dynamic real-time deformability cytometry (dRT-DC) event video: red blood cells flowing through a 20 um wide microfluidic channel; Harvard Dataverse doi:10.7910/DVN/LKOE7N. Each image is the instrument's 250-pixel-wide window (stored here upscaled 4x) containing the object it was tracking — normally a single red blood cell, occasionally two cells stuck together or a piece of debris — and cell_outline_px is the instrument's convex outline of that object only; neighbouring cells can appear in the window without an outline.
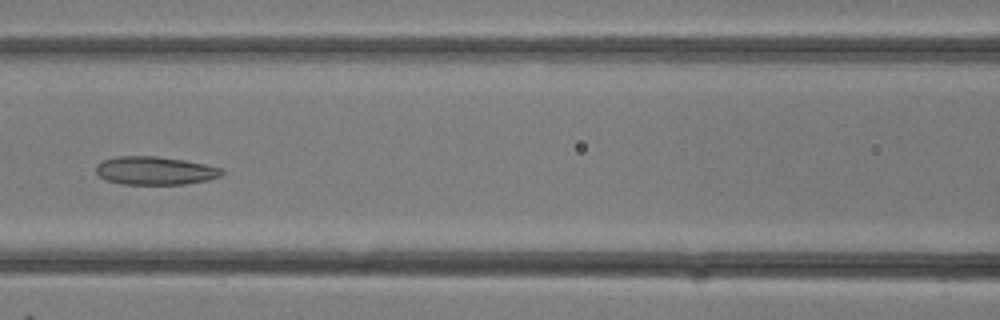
{"species": "common noctule bat (a hibernating species)", "species_latin": "Nyctalus noctula", "temperature_condition": "room temperature", "stored_images_in_passage": 16, "camera_frame_rate_fps": 3000, "um_per_image_px": 0.085, "animal": {"sex": "female"}, "frame": {"image": 1, "passage_image": 14, "time_ms": 4.333, "image_size_px": [1000, 320], "cell_outline_px": [[224, 172], [220, 176], [208, 180], [184, 184], [120, 184], [108, 180], [100, 176], [96, 172], [96, 164], [104, 160], [116, 156], [160, 156], [184, 160], [204, 164], [220, 168]], "centroid_in_image_um": [13.16, 14.5], "position_along_channel_um": 153.4, "area_um2": 20.63}}
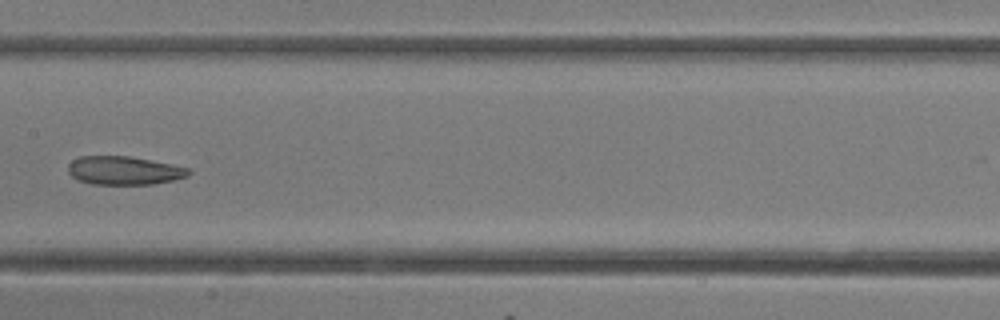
{"frame": {"image": 2, "passage_image": 16, "time_ms": 5.0, "image_size_px": [1000, 320], "cell_outline_px": [[192, 172], [188, 176], [172, 180], [152, 184], [92, 184], [76, 180], [68, 172], [68, 164], [72, 160], [80, 156], [128, 156], [172, 164], [188, 168]], "centroid_in_image_um": [10.52, 14.49], "position_along_channel_um": 196.9, "area_um2": 20.0}}